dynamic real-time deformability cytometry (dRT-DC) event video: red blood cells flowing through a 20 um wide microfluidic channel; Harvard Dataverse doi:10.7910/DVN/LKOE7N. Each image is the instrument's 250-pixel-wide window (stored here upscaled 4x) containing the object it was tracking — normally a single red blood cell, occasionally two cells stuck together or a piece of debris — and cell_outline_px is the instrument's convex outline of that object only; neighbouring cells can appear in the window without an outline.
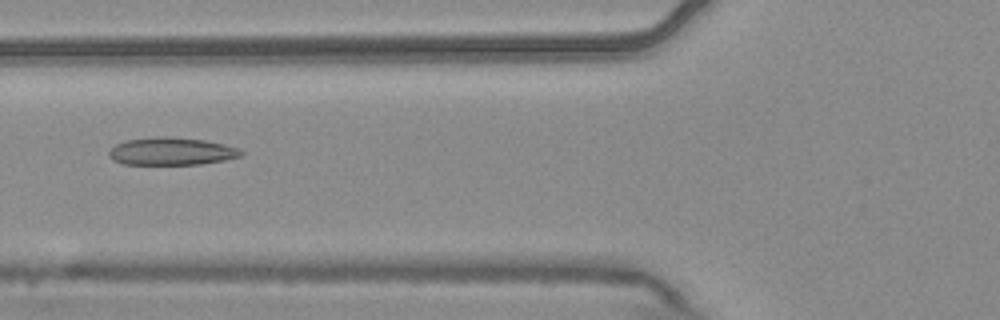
{"species": "common noctule bat (a hibernating species)", "species_latin": "Nyctalus noctula", "temperature_condition": "warm", "stored_images_in_passage": 6, "camera_frame_rate_fps": 3000, "um_per_image_px": 0.085, "animal": {"sex": "male", "body_mass_g": 20.4}, "frame": {"image": 1, "passage_image": 4, "time_ms": 1.0, "image_size_px": [1000, 320], "cell_outline_px": [[244, 152], [240, 156], [224, 160], [200, 164], [124, 164], [112, 160], [108, 156], [108, 152], [116, 144], [128, 140], [156, 136], [204, 140], [224, 144], [240, 148]], "centroid_in_image_um": [14.57, 12.87], "position_along_channel_um": 111.2, "area_um2": 21.1}}
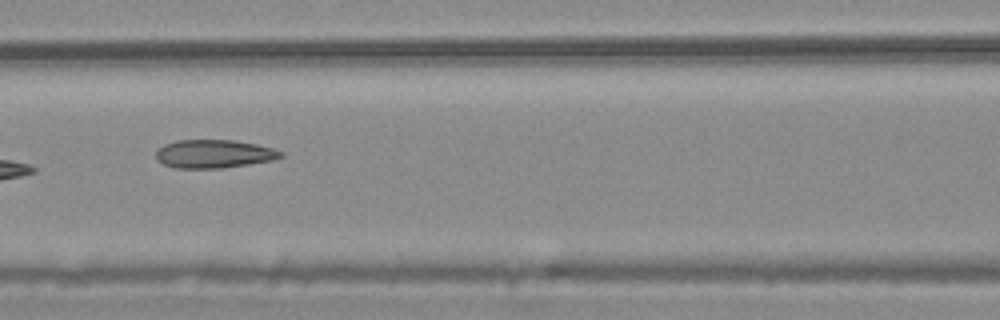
{"frame": {"image": 2, "passage_image": 5, "time_ms": 1.333, "image_size_px": [1000, 320], "cell_outline_px": [[284, 156], [272, 160], [248, 164], [220, 168], [176, 168], [164, 164], [156, 160], [156, 152], [164, 144], [176, 140], [232, 140], [256, 144], [272, 148], [284, 152]], "centroid_in_image_um": [18.18, 13.07], "position_along_channel_um": 148.4, "area_um2": 20.52}}
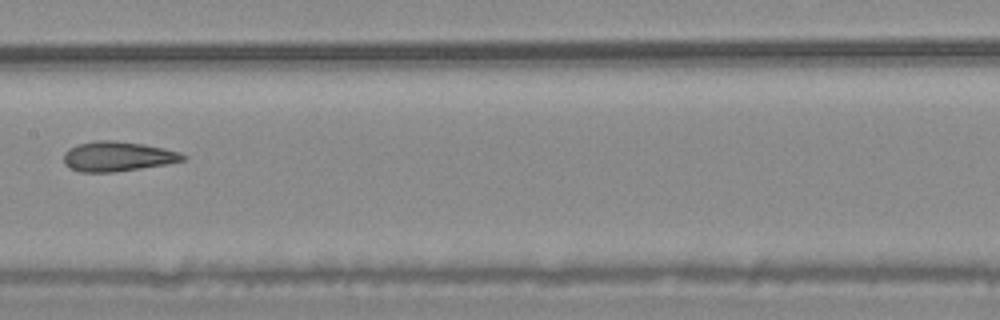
{"frame": {"image": 3, "passage_image": 6, "time_ms": 1.667, "image_size_px": [1000, 320], "cell_outline_px": [[188, 156], [184, 160], [168, 164], [112, 172], [80, 172], [64, 164], [64, 152], [68, 148], [80, 144], [96, 140], [116, 140], [144, 144], [164, 148], [180, 152]], "centroid_in_image_um": [10.01, 13.29], "position_along_channel_um": 197.4, "area_um2": 20.75}}